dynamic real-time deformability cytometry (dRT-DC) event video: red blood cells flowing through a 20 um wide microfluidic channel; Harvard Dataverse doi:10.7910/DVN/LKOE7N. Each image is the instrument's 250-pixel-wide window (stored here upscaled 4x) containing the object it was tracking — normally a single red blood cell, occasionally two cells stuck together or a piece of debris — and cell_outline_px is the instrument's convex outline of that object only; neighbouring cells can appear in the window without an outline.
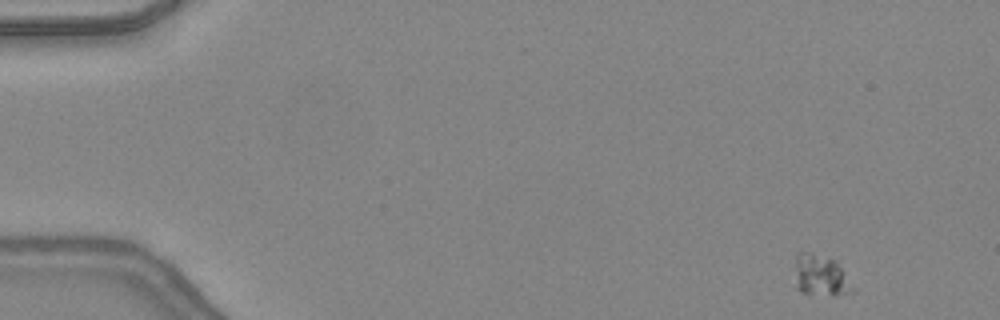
{"species": "common noctule bat (a hibernating species)", "species_latin": "Nyctalus noctula", "temperature_condition": "warm", "stored_images_in_passage": 47, "camera_frame_rate_fps": 3000, "um_per_image_px": 0.085, "animal": {"sex": "female", "body_mass_g": 24.6, "forearm_length_mm": 56.2}, "frame": {"image": 1, "passage_image": 2, "time_ms": 0.333, "image_size_px": [1000, 320], "cell_outline_px": [[856, 292], [836, 296], [808, 296], [800, 292], [796, 288], [796, 256], [800, 252], [808, 252], [832, 260], [844, 272], [856, 288]], "centroid_in_image_um": [69.78, 23.53], "position_along_channel_um": 15.2, "area_um2": 14.1}}
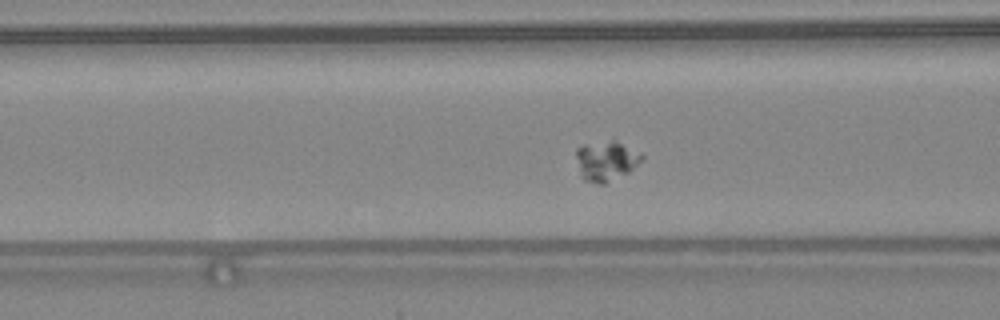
{"frame": {"image": 2, "passage_image": 18, "time_ms": 5.667, "image_size_px": [1000, 320], "cell_outline_px": [[644, 156], [628, 172], [604, 184], [596, 184], [584, 180], [580, 176], [576, 156], [576, 148], [584, 144], [612, 140]], "centroid_in_image_um": [51.43, 13.7], "position_along_channel_um": 115.2, "area_um2": 14.8}}
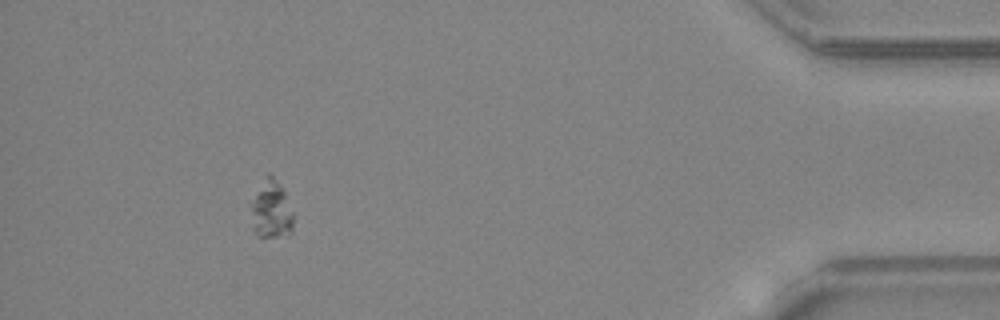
{"frame": {"image": 3, "passage_image": 43, "time_ms": 14.0, "image_size_px": [1000, 320], "cell_outline_px": [[292, 232], [288, 236], [256, 236], [252, 228], [248, 200], [268, 172], [276, 180], [284, 192], [292, 212]], "centroid_in_image_um": [22.97, 17.82], "position_along_channel_um": 412.2, "area_um2": 14.74}}